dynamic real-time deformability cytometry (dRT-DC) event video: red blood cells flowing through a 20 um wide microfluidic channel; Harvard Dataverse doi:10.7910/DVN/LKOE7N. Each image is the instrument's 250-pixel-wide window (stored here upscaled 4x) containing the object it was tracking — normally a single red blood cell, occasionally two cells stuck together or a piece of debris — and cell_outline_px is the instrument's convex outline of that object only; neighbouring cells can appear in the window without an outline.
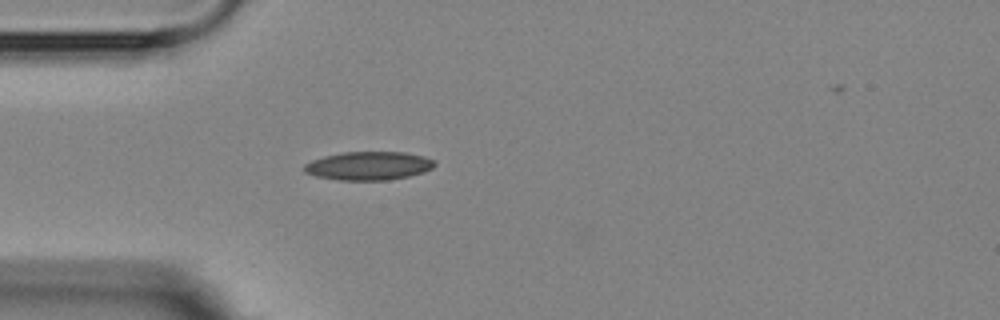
{"species": "Egyptian fruit bat (a non-hibernating species)", "species_latin": "Rousettus aegyptiacus", "temperature_condition": "room temperature", "stored_images_in_passage": 2, "camera_frame_rate_fps": 3000, "um_per_image_px": 0.085, "animal": {"sex": "female"}, "frame": {"image": 1, "passage_image": 1, "time_ms": 0.0, "image_size_px": [1000, 320], "cell_outline_px": [[436, 164], [432, 168], [424, 172], [408, 176], [388, 180], [340, 180], [316, 176], [304, 172], [304, 164], [312, 160], [324, 156], [344, 152], [404, 152], [424, 156], [436, 160]], "centroid_in_image_um": [31.36, 14.09], "position_along_channel_um": 53.6, "area_um2": 21.68}}